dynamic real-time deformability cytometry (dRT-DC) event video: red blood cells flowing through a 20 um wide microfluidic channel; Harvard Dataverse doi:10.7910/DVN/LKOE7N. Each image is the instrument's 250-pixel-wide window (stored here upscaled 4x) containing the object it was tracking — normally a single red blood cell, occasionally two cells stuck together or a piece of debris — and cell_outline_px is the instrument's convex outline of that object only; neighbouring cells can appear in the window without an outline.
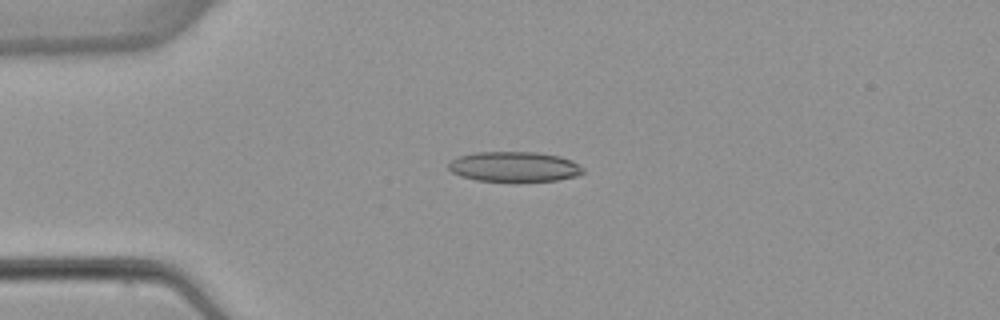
{"species": "common noctule bat (a hibernating species)", "species_latin": "Nyctalus noctula", "temperature_condition": "warm", "stored_images_in_passage": 3, "camera_frame_rate_fps": 3000, "um_per_image_px": 0.085, "animal": {"sex": "female", "body_mass_g": 22.7, "forearm_length_mm": 54.2}, "frame": {"image": 1, "passage_image": 2, "time_ms": 2.667, "image_size_px": [1000, 320], "cell_outline_px": [[584, 172], [576, 176], [556, 180], [476, 180], [460, 176], [452, 172], [448, 168], [448, 164], [452, 160], [460, 156], [476, 152], [536, 152], [560, 156], [572, 160], [584, 168]], "centroid_in_image_um": [43.72, 14.15], "position_along_channel_um": 41.3, "area_um2": 23.24}}